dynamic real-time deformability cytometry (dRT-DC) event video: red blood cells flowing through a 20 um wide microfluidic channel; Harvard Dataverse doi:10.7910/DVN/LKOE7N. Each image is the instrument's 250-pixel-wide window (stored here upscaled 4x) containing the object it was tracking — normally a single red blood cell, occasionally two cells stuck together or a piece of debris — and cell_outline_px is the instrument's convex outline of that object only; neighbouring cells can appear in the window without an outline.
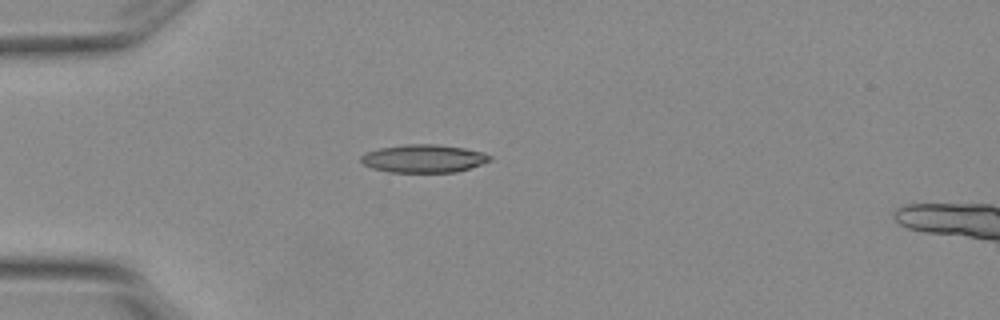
{"species": "Egyptian fruit bat (a non-hibernating species)", "species_latin": "Rousettus aegyptiacus", "temperature_condition": "warm", "stored_images_in_passage": 1, "camera_frame_rate_fps": 3000, "um_per_image_px": 0.085, "animal": {"sex": "female"}, "frame": {"image": 1, "passage_image": 1, "time_ms": 0.0, "image_size_px": [1000, 320], "cell_outline_px": [[492, 160], [456, 172], [388, 172], [372, 168], [364, 164], [360, 160], [360, 156], [368, 152], [380, 148], [408, 144], [436, 144], [464, 148], [480, 152], [492, 156]], "centroid_in_image_um": [36.0, 13.48], "position_along_channel_um": 49.0, "area_um2": 20.81}}